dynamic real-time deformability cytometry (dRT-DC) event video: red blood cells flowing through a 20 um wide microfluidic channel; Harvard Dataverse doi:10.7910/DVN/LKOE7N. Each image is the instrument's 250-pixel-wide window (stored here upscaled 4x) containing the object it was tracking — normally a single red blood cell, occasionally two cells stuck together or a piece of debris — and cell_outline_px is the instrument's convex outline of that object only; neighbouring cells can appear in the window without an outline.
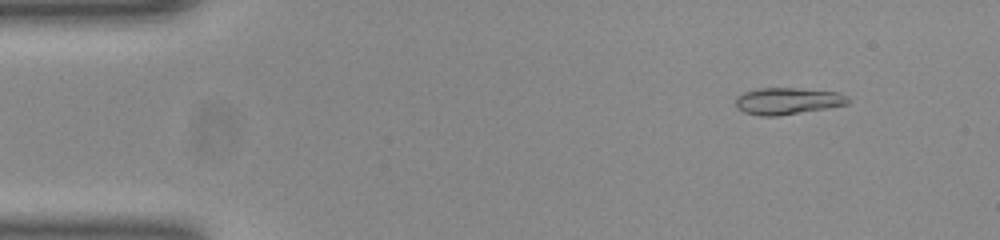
{"species": "common noctule bat (a hibernating species)", "species_latin": "Nyctalus noctula", "temperature_condition": "room temperature", "stored_images_in_passage": 52, "camera_frame_rate_fps": 3000, "um_per_image_px": 0.085, "animal": {"sex": "female", "body_mass_g": 23.0, "forearm_length_mm": 53.4}, "frame": {"image": 1, "passage_image": 6, "time_ms": 1.667, "image_size_px": [1000, 240], "cell_outline_px": [[848, 104], [828, 108], [776, 116], [760, 116], [744, 112], [736, 108], [736, 96], [744, 92], [760, 88], [796, 88], [840, 92], [848, 96]], "centroid_in_image_um": [66.94, 8.58], "position_along_channel_um": 18.1, "area_um2": 17.57}}
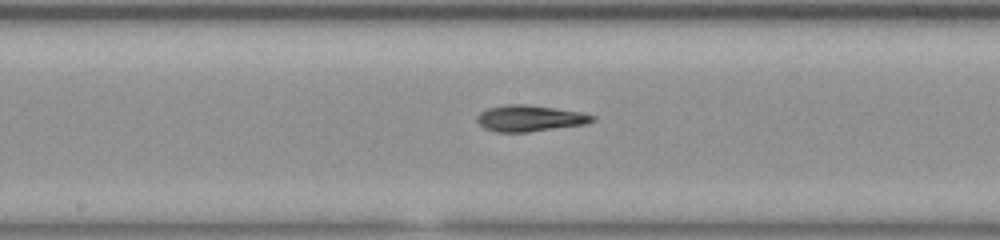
{"frame": {"image": 2, "passage_image": 27, "time_ms": 8.667, "image_size_px": [1000, 240], "cell_outline_px": [[596, 120], [588, 124], [528, 132], [496, 132], [484, 128], [476, 120], [476, 116], [480, 112], [488, 108], [504, 104], [528, 104], [584, 112], [596, 116]], "centroid_in_image_um": [45.07, 10.05], "position_along_channel_um": 203.1, "area_um2": 17.98}}
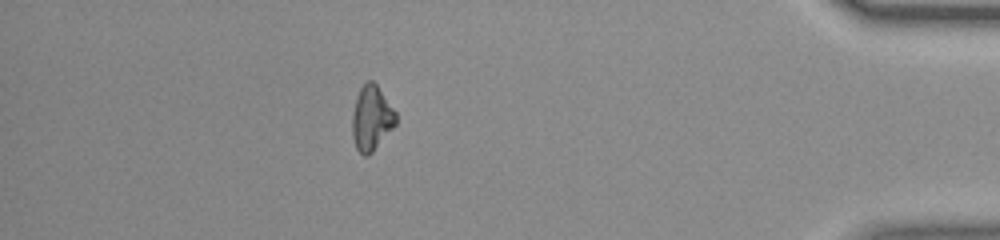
{"frame": {"image": 3, "passage_image": 46, "time_ms": 15.0, "image_size_px": [1000, 240], "cell_outline_px": [[396, 124], [372, 152], [368, 156], [364, 156], [356, 148], [352, 136], [352, 112], [356, 96], [360, 88], [368, 80], [372, 80], [376, 84], [396, 112]], "centroid_in_image_um": [31.56, 10.04], "position_along_channel_um": 403.6, "area_um2": 16.42}, "authors_computed_cell_mechanics": {"area_um2": 17.051, "velocity_mm_per_s": 3.9444, "shape_relaxation_time_tau1_ms": 4.1024, "shape_relaxation_time_tau2_ms": 3.55, "deformation_change_tau1": 0.1488, "deformation_change_tau2": 0.0972}}